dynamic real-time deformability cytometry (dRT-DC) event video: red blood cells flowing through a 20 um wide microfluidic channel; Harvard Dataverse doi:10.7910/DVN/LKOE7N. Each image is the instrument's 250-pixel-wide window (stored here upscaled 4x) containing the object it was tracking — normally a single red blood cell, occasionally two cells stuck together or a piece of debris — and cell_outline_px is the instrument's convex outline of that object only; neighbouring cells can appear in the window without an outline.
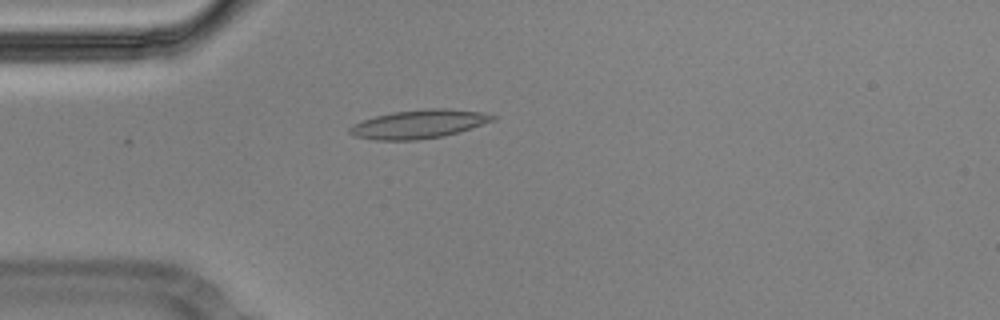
{"species": "Egyptian fruit bat (a non-hibernating species)", "species_latin": "Rousettus aegyptiacus", "temperature_condition": "cold", "stored_images_in_passage": 9, "camera_frame_rate_fps": 3000, "um_per_image_px": 0.085, "animal": {"sex": "male"}, "frame": {"image": 1, "passage_image": 1, "time_ms": 0.0, "image_size_px": [1000, 320], "cell_outline_px": [[496, 120], [460, 132], [444, 136], [416, 140], [376, 140], [352, 136], [348, 132], [348, 128], [352, 124], [376, 116], [392, 112], [432, 108], [448, 108], [484, 112], [496, 116]], "centroid_in_image_um": [35.62, 10.55], "position_along_channel_um": 49.4, "area_um2": 24.04}}